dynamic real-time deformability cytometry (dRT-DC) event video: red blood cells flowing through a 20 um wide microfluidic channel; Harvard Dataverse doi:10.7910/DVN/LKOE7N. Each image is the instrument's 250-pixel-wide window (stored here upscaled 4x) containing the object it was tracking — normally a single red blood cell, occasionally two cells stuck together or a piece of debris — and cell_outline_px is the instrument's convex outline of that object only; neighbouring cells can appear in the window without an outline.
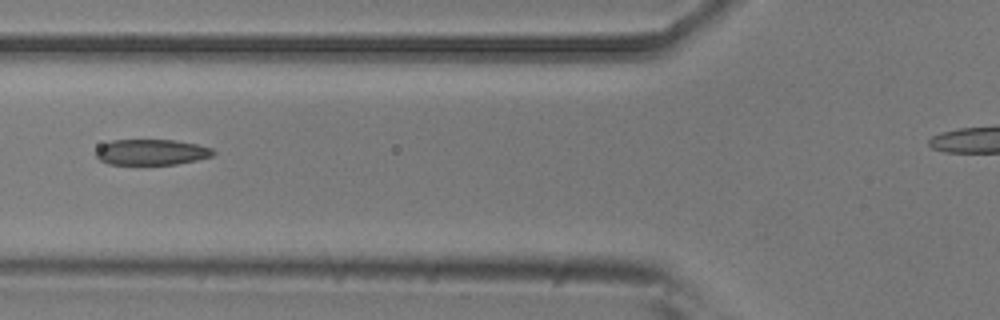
{"species": "common noctule bat (a hibernating species)", "species_latin": "Nyctalus noctula", "temperature_condition": "room temperature", "stored_images_in_passage": 2, "camera_frame_rate_fps": 3000, "um_per_image_px": 0.085, "animal": {"sex": "male", "body_mass_g": 20.5, "forearm_length_mm": 52.5}, "frame": {"image": 1, "passage_image": 2, "time_ms": 0.333, "image_size_px": [1000, 320], "cell_outline_px": [[216, 152], [212, 156], [196, 160], [176, 164], [108, 164], [100, 160], [96, 156], [96, 148], [100, 144], [112, 140], [176, 140], [196, 144], [212, 148]], "centroid_in_image_um": [12.85, 12.92], "position_along_channel_um": 113.0, "area_um2": 17.63}}